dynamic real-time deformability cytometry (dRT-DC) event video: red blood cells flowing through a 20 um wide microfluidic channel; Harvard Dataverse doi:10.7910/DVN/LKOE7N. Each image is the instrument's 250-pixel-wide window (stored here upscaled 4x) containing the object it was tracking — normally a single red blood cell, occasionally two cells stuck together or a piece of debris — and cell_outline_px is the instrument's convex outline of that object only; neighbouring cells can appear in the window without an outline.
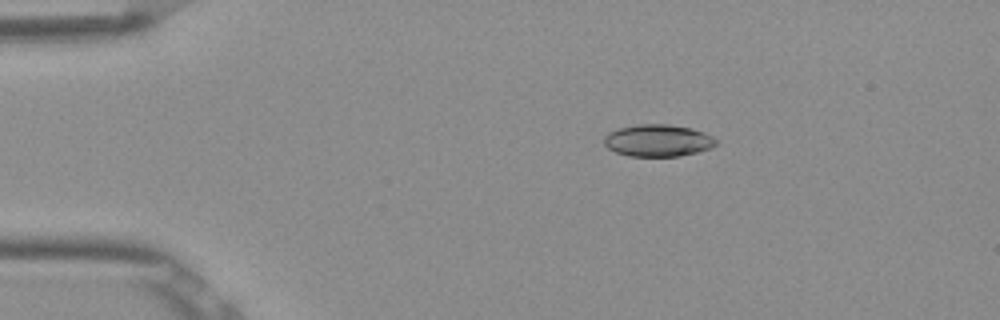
{"species": "Egyptian fruit bat (a non-hibernating species)", "species_latin": "Rousettus aegyptiacus", "temperature_condition": "room temperature", "stored_images_in_passage": 6, "camera_frame_rate_fps": 3000, "um_per_image_px": 0.085, "frame": {"image": 1, "passage_image": 2, "time_ms": 0.333, "image_size_px": [1000, 320], "cell_outline_px": [[720, 140], [712, 148], [680, 156], [628, 156], [616, 152], [608, 148], [604, 144], [604, 136], [608, 132], [616, 128], [636, 124], [668, 124], [692, 128], [704, 132]], "centroid_in_image_um": [55.93, 11.93], "position_along_channel_um": 29.1, "area_um2": 21.21}}
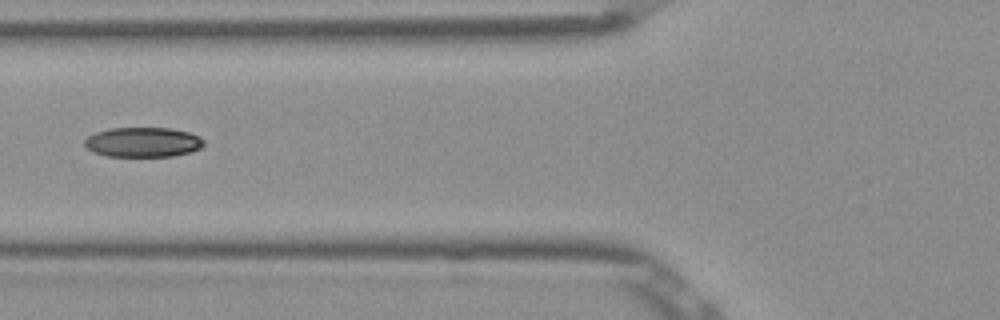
{"frame": {"image": 2, "passage_image": 5, "time_ms": 1.333, "image_size_px": [1000, 320], "cell_outline_px": [[204, 144], [200, 148], [192, 152], [172, 156], [108, 156], [92, 152], [84, 144], [84, 140], [88, 136], [96, 132], [108, 128], [168, 128], [188, 132], [200, 136], [204, 140]], "centroid_in_image_um": [12.15, 12.08], "position_along_channel_um": 113.6, "area_um2": 20.75}}
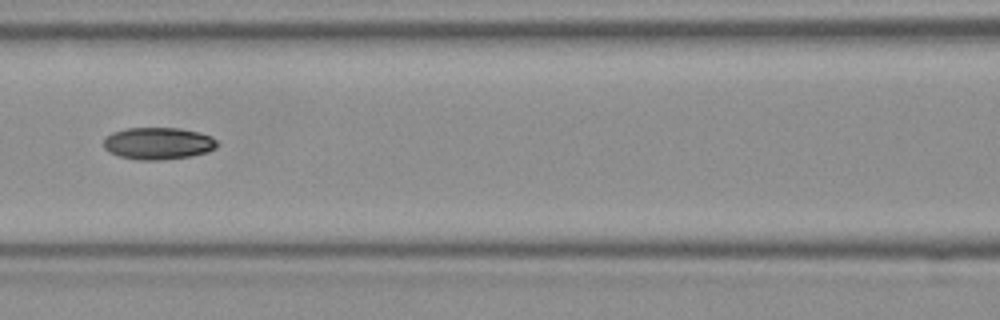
{"frame": {"image": 3, "passage_image": 6, "time_ms": 1.667, "image_size_px": [1000, 320], "cell_outline_px": [[220, 144], [216, 148], [208, 152], [192, 156], [160, 160], [140, 160], [120, 156], [108, 152], [104, 148], [104, 140], [112, 132], [128, 128], [180, 128], [200, 132], [212, 136]], "centroid_in_image_um": [13.49, 12.19], "position_along_channel_um": 153.1, "area_um2": 21.39}}